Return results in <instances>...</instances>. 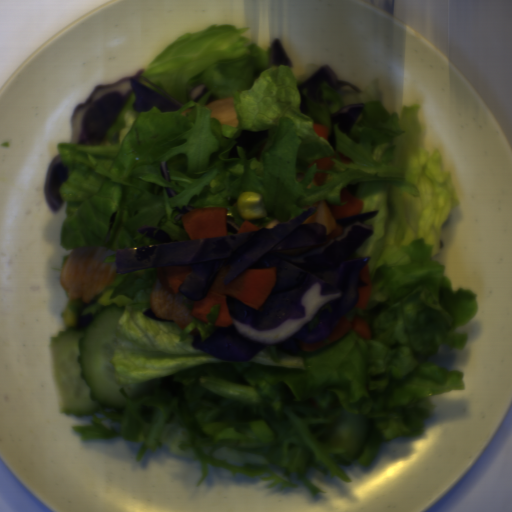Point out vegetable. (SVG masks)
<instances>
[{
    "label": "vegetable",
    "mask_w": 512,
    "mask_h": 512,
    "mask_svg": "<svg viewBox=\"0 0 512 512\" xmlns=\"http://www.w3.org/2000/svg\"><path fill=\"white\" fill-rule=\"evenodd\" d=\"M250 28L209 24L181 33L143 69L182 103L177 111L134 109L131 92L100 146L62 141L56 144L68 168L59 196L65 203L60 244L72 252L81 246L112 250L161 244L142 236L141 226H155L178 241H192L175 209L226 208L241 227L236 210L240 194L263 198L265 218L249 220L263 228L272 220H293L317 201L343 205L342 190L359 183L360 212L378 211L363 224L372 235L349 258L370 257L371 293L365 309L344 316L365 320L372 332L364 339L349 330L335 342L311 352L288 339L266 346L246 362H226L194 348L199 334L207 340L216 327L220 305L203 322L194 315L182 329L158 322L144 312L151 307L156 267L117 273L112 286L91 298L124 309L115 329L117 344L110 361L118 383H149L153 394L132 399L122 388L121 412L100 410L88 425L71 426L82 443L111 439L139 442L135 460L159 446L193 458L200 476L209 466L232 476L268 480L266 488L297 489L311 496L325 491L311 482V469H325L352 482L334 455L346 449L329 441L344 412L365 414L372 423L368 443L355 461L370 469L388 440L420 435L446 391L465 389L463 371L431 364L447 345L463 349L477 296L454 290L437 260L445 227L460 205L455 181L443 168L441 151L424 144L419 104L400 112L386 109L379 80L360 92L321 85L324 105L303 89L292 67L272 66L269 52L248 37ZM204 84L197 103L188 96ZM234 98L237 127L210 118L212 101ZM364 104L348 135L334 125L337 148L313 130L331 129L330 114ZM270 131L259 161L229 152L242 130ZM338 151L352 161L345 165ZM330 157V170H317ZM165 161L171 181L160 175ZM317 172L329 173L325 185L312 184ZM171 187L175 197H168ZM359 212V213H360ZM89 302V303H90ZM81 297L66 309L76 319Z\"/></svg>",
    "instance_id": "vegetable-1"
},
{
    "label": "vegetable",
    "mask_w": 512,
    "mask_h": 512,
    "mask_svg": "<svg viewBox=\"0 0 512 512\" xmlns=\"http://www.w3.org/2000/svg\"><path fill=\"white\" fill-rule=\"evenodd\" d=\"M319 325H320V323H319L317 317H314L312 320H310L308 322L307 327L310 328L311 330H313L316 326H319Z\"/></svg>",
    "instance_id": "vegetable-2"
},
{
    "label": "vegetable",
    "mask_w": 512,
    "mask_h": 512,
    "mask_svg": "<svg viewBox=\"0 0 512 512\" xmlns=\"http://www.w3.org/2000/svg\"><path fill=\"white\" fill-rule=\"evenodd\" d=\"M104 262H114L115 263V254L104 259Z\"/></svg>",
    "instance_id": "vegetable-3"
}]
</instances>
